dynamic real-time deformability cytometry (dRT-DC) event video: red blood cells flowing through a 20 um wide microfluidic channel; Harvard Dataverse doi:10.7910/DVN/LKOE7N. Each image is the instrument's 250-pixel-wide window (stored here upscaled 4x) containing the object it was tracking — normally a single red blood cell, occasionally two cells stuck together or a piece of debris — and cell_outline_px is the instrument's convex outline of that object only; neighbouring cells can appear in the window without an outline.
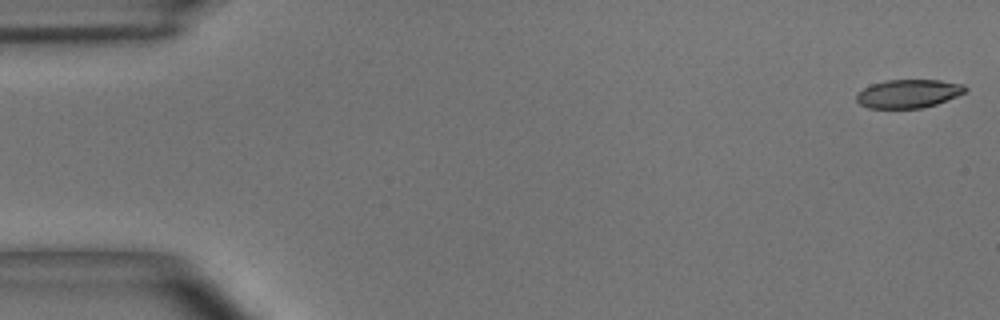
{"species": "common noctule bat (a hibernating species)", "species_latin": "Nyctalus noctula", "temperature_condition": "room temperature", "stored_images_in_passage": 17, "camera_frame_rate_fps": 3000, "um_per_image_px": 0.085, "animal": {"sex": "male", "body_mass_g": 15.6}, "frame": {"image": 1, "passage_image": 1, "time_ms": 0.0, "image_size_px": [1000, 320], "cell_outline_px": [[968, 88], [964, 92], [956, 96], [936, 104], [920, 108], [868, 108], [860, 104], [856, 100], [856, 96], [864, 88], [872, 84], [888, 80], [940, 80], [964, 84]], "centroid_in_image_um": [77.22, 7.96], "position_along_channel_um": 7.8, "area_um2": 17.86}}
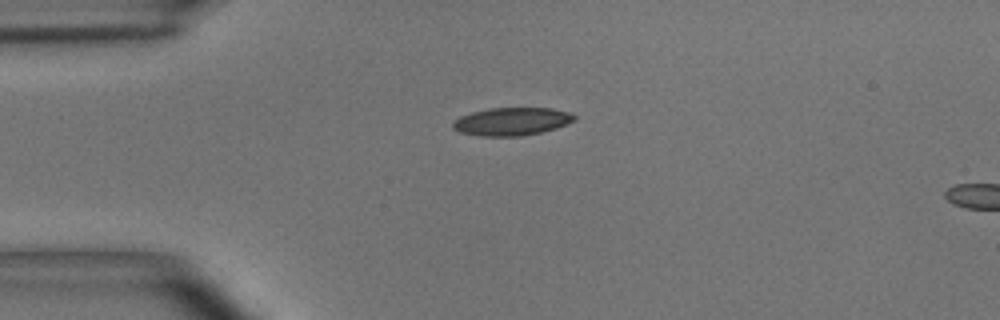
{"frame": {"image": 2, "passage_image": 13, "time_ms": 4.0, "image_size_px": [1000, 320], "cell_outline_px": [[576, 120], [556, 128], [524, 136], [480, 136], [460, 132], [452, 128], [452, 124], [460, 116], [472, 112], [492, 108], [552, 108], [568, 112], [576, 116]], "centroid_in_image_um": [43.51, 10.33], "position_along_channel_um": 41.5, "area_um2": 19.71}}